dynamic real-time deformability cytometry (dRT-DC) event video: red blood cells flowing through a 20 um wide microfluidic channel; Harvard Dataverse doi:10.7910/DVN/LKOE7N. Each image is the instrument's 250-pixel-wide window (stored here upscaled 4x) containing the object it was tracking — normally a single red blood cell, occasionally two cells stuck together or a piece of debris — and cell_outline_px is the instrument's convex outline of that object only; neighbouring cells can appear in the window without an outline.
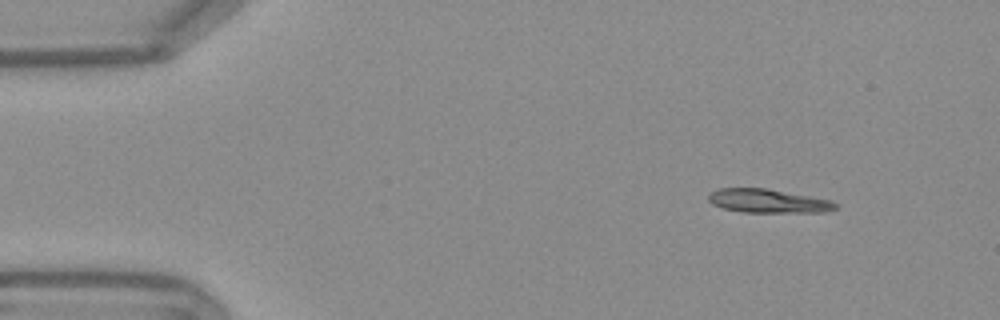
{"species": "Egyptian fruit bat (a non-hibernating species)", "species_latin": "Rousettus aegyptiacus", "temperature_condition": "warm", "stored_images_in_passage": 11, "camera_frame_rate_fps": 3000, "um_per_image_px": 0.085, "frame": {"image": 1, "passage_image": 1, "time_ms": 0.0, "image_size_px": [1000, 320], "cell_outline_px": [[840, 208], [828, 212], [740, 212], [724, 208], [712, 204], [708, 200], [708, 196], [712, 192], [720, 188], [768, 188], [832, 200], [840, 204]], "centroid_in_image_um": [65.38, 17.09], "position_along_channel_um": 19.6, "area_um2": 17.8}}